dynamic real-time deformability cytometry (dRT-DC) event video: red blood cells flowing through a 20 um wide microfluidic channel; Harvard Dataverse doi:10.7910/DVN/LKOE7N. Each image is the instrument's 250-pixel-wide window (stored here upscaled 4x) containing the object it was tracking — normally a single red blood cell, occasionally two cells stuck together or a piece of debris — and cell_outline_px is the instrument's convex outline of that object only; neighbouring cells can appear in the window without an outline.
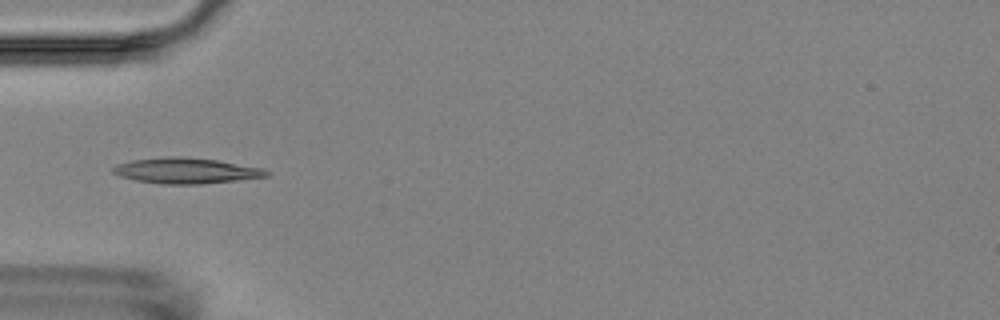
{"species": "Egyptian fruit bat (a non-hibernating species)", "species_latin": "Rousettus aegyptiacus", "temperature_condition": "room temperature", "stored_images_in_passage": 11, "camera_frame_rate_fps": 3000, "um_per_image_px": 0.085, "animal": {"sex": "female"}, "frame": {"image": 1, "passage_image": 5, "time_ms": 4.333, "image_size_px": [1000, 320], "cell_outline_px": [[272, 172], [268, 176], [236, 180], [200, 184], [160, 184], [136, 180], [120, 176], [112, 172], [112, 168], [116, 164], [132, 160], [168, 156], [184, 156], [216, 160], [264, 168]], "centroid_in_image_um": [15.82, 14.5], "position_along_channel_um": 69.2, "area_um2": 23.0}}
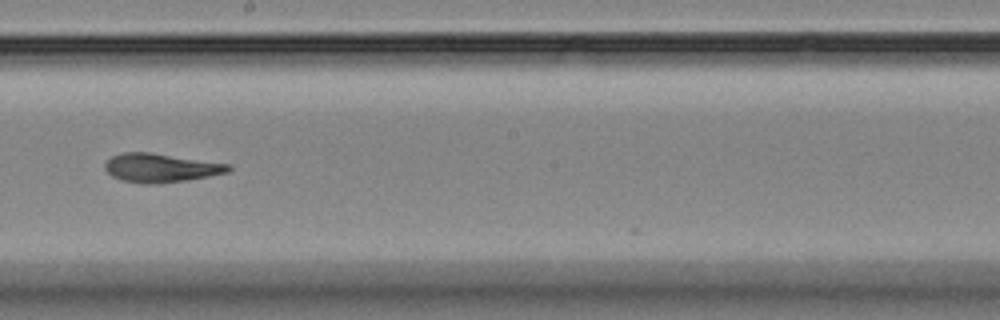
{"frame": {"image": 2, "passage_image": 9, "time_ms": 9.0, "image_size_px": [1000, 320], "cell_outline_px": [[232, 168], [228, 172], [208, 176], [184, 180], [156, 184], [144, 184], [120, 180], [112, 176], [104, 168], [104, 164], [112, 156], [124, 152], [152, 152], [232, 164]], "centroid_in_image_um": [13.67, 14.26], "position_along_channel_um": 234.5, "area_um2": 20.81}}
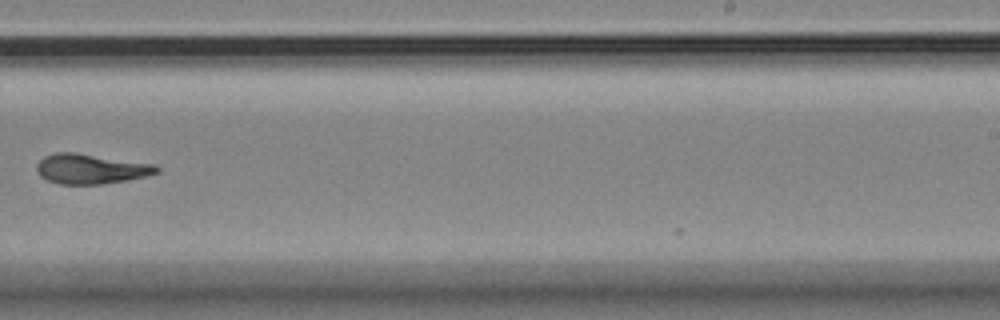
{"frame": {"image": 3, "passage_image": 10, "time_ms": 10.333, "image_size_px": [1000, 320], "cell_outline_px": [[160, 172], [128, 180], [100, 184], [60, 184], [48, 180], [40, 176], [36, 172], [36, 164], [44, 156], [56, 152], [76, 152], [156, 164], [160, 168]], "centroid_in_image_um": [7.72, 14.34], "position_along_channel_um": 281.3, "area_um2": 21.1}}